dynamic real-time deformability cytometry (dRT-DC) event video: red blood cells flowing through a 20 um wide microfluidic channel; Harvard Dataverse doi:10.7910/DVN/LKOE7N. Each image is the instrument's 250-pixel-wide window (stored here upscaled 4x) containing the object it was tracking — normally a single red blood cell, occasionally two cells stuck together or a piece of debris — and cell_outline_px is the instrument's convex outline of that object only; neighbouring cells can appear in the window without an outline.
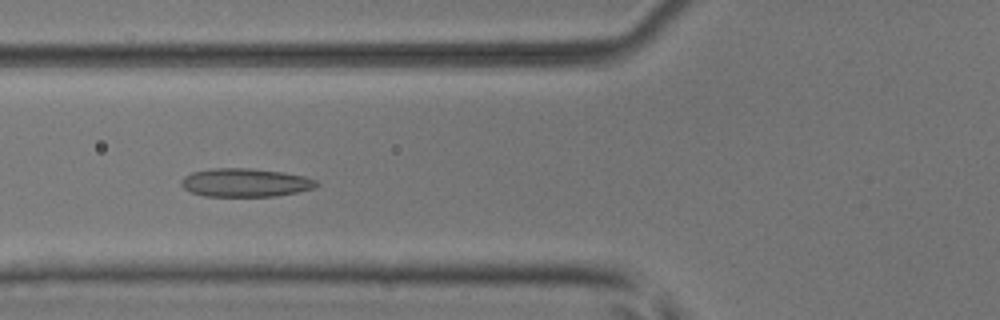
{"species": "common noctule bat (a hibernating species)", "species_latin": "Nyctalus noctula", "temperature_condition": "room temperature", "stored_images_in_passage": 53, "camera_frame_rate_fps": 3000, "um_per_image_px": 0.085, "animal": {"sex": "male", "body_mass_g": 17.9, "forearm_length_mm": 54.2}, "frame": {"image": 1, "passage_image": 21, "time_ms": 6.667, "image_size_px": [1000, 320], "cell_outline_px": [[320, 184], [316, 188], [276, 196], [204, 196], [192, 192], [184, 188], [180, 184], [180, 180], [184, 176], [192, 172], [212, 168], [252, 168], [284, 172], [304, 176], [316, 180]], "centroid_in_image_um": [20.86, 15.51], "position_along_channel_um": 104.9, "area_um2": 22.54}}
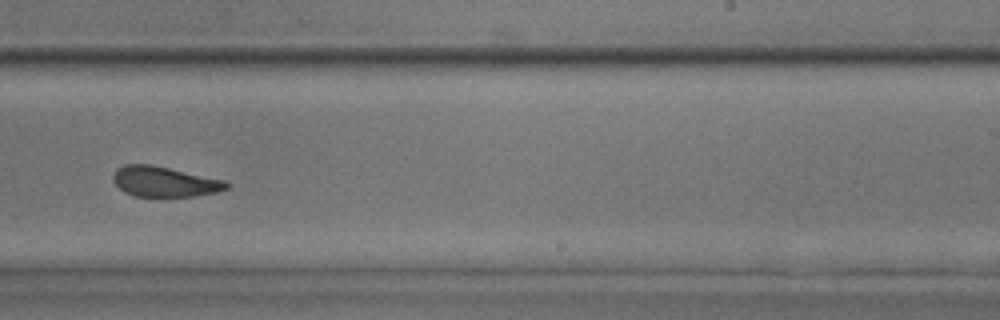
{"frame": {"image": 2, "passage_image": 34, "time_ms": 11.0, "image_size_px": [1000, 320], "cell_outline_px": [[228, 188], [216, 192], [192, 196], [132, 196], [124, 192], [112, 180], [112, 176], [116, 168], [124, 164], [152, 164], [228, 180]], "centroid_in_image_um": [13.97, 15.42], "position_along_channel_um": 275.0, "area_um2": 20.23}}
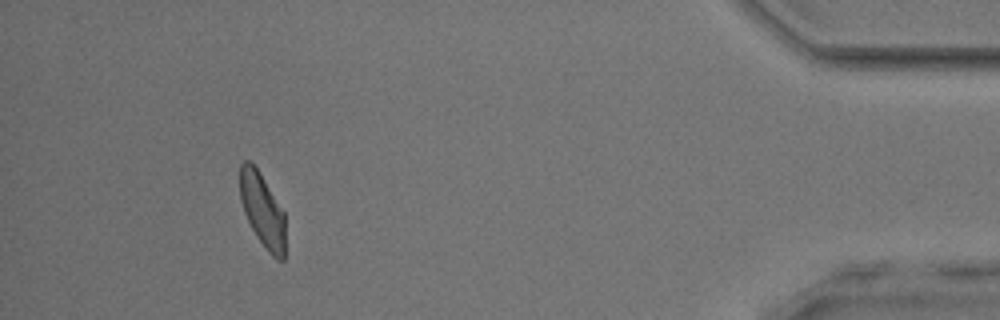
{"frame": {"image": 3, "passage_image": 49, "time_ms": 16.0, "image_size_px": [1000, 320], "cell_outline_px": [[284, 260], [276, 260], [268, 252], [256, 236], [244, 212], [240, 200], [240, 164], [244, 160], [248, 160], [256, 168], [284, 212]], "centroid_in_image_um": [22.29, 17.89], "position_along_channel_um": 412.9, "area_um2": 19.13}, "authors_computed_cell_mechanics": {"area_um2": 21.2126, "velocity_mm_per_s": 3.9395, "shape_relaxation_time_tau1_ms": null, "shape_relaxation_time_tau2_ms": 2.0645, "deformation_change_tau1": null, "deformation_change_tau2": 0.0839}}